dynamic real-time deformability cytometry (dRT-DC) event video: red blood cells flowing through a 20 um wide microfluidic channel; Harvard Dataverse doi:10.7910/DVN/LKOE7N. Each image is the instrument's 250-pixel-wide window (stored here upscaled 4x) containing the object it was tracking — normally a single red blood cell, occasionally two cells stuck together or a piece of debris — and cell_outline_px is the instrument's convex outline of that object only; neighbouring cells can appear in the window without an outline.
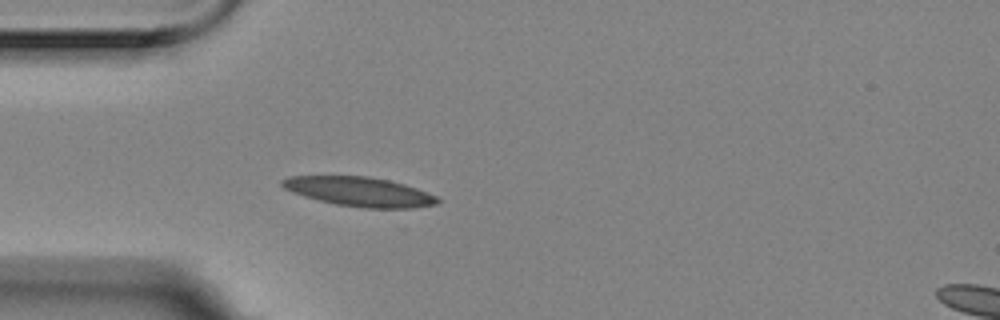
{"species": "Egyptian fruit bat (a non-hibernating species)", "species_latin": "Rousettus aegyptiacus", "temperature_condition": "room temperature", "stored_images_in_passage": 5, "camera_frame_rate_fps": 3000, "um_per_image_px": 0.085, "animal": {"sex": "female"}, "frame": {"image": 1, "passage_image": 5, "time_ms": 1.333, "image_size_px": [1000, 320], "cell_outline_px": [[440, 200], [436, 204], [412, 208], [364, 208], [336, 204], [304, 196], [292, 192], [284, 188], [280, 184], [280, 180], [288, 176], [368, 176], [388, 180], [404, 184], [416, 188], [436, 196]], "centroid_in_image_um": [30.53, 16.29], "position_along_channel_um": 54.5, "area_um2": 26.41}}